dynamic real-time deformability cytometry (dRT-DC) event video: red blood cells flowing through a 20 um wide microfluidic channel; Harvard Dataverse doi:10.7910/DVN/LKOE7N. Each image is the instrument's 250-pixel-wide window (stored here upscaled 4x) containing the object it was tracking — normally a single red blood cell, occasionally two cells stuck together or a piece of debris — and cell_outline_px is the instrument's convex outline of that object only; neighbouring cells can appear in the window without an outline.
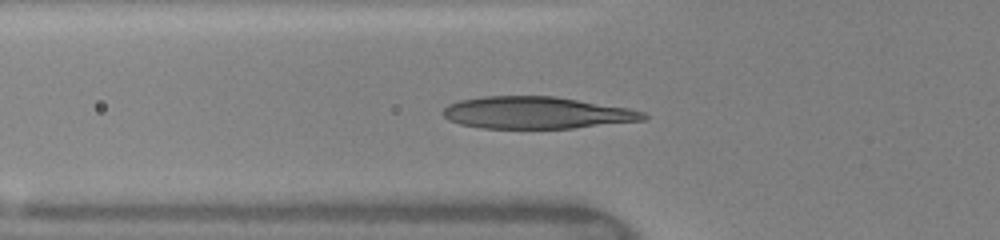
{"species": "human", "species_latin": "Homo sapiens", "temperature_condition": "warm", "stored_images_in_passage": 49, "camera_frame_rate_fps": 3000, "um_per_image_px": 0.085, "donor": {"sex": "female"}, "frame": {"image": 1, "passage_image": 17, "time_ms": 5.333, "image_size_px": [1000, 240], "cell_outline_px": [[648, 120], [572, 128], [480, 128], [460, 124], [448, 120], [440, 112], [448, 104], [460, 100], [484, 96], [556, 96], [628, 108], [644, 112], [648, 116]], "centroid_in_image_um": [45.61, 9.58], "position_along_channel_um": 80.2, "area_um2": 37.57}}
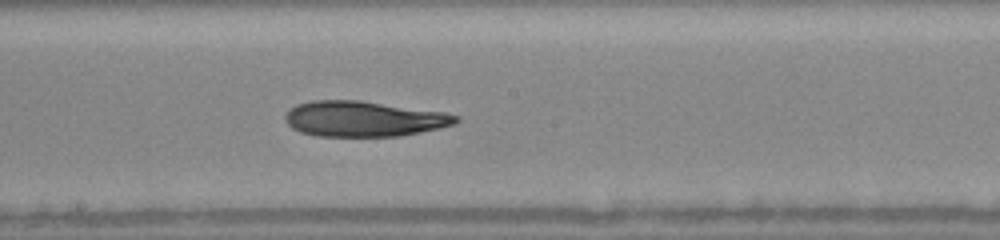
{"frame": {"image": 2, "passage_image": 27, "time_ms": 8.667, "image_size_px": [1000, 240], "cell_outline_px": [[460, 120], [456, 124], [440, 128], [400, 136], [316, 136], [300, 132], [292, 128], [288, 124], [284, 116], [296, 104], [312, 100], [360, 100], [444, 112], [460, 116]], "centroid_in_image_um": [30.94, 10.1], "position_along_channel_um": 217.3, "area_um2": 35.37}}
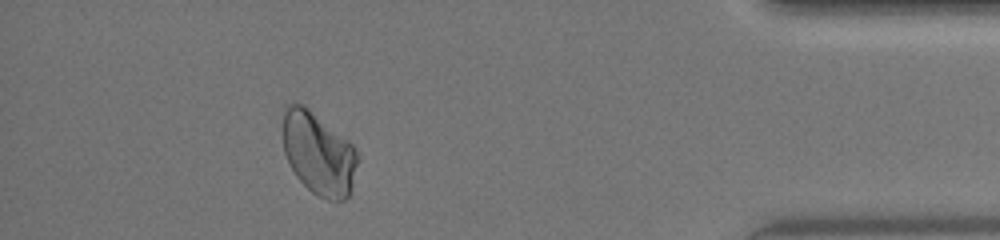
{"frame": {"image": 3, "passage_image": 44, "time_ms": 14.333, "image_size_px": [1000, 240], "cell_outline_px": [[356, 164], [352, 184], [348, 196], [344, 200], [336, 204], [316, 196], [296, 176], [284, 152], [284, 104], [300, 104], [308, 108], [352, 144], [356, 152]], "centroid_in_image_um": [27.06, 13.1], "position_along_channel_um": 408.1, "area_um2": 35.43}, "authors_computed_cell_mechanics": {"area_um2": 35.4314, "velocity_mm_per_s": 4.0944, "shape_relaxation_time_tau1_ms": 6.9548, "shape_relaxation_time_tau2_ms": null, "deformation_change_tau1": 0.1753, "deformation_change_tau2": null}}